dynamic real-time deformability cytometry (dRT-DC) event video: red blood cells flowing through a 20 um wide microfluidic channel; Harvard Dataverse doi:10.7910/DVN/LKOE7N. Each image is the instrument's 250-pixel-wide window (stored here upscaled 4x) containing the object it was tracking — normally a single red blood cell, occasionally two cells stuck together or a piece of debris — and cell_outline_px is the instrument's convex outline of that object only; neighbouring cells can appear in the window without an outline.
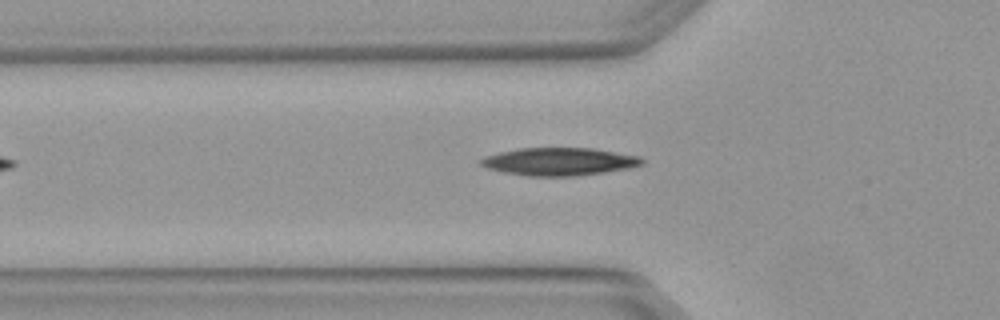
{"species": "Egyptian fruit bat (a non-hibernating species)", "species_latin": "Rousettus aegyptiacus", "temperature_condition": "warm", "stored_images_in_passage": 4, "camera_frame_rate_fps": 3000, "um_per_image_px": 0.085, "animal": {"sex": "female"}, "frame": {"image": 1, "passage_image": 4, "time_ms": 1.0, "image_size_px": [1000, 320], "cell_outline_px": [[644, 164], [628, 168], [604, 172], [572, 176], [528, 176], [504, 172], [488, 168], [480, 164], [476, 160], [484, 156], [500, 152], [520, 148], [592, 148], [640, 156], [644, 160]], "centroid_in_image_um": [47.51, 13.73], "position_along_channel_um": 78.3, "area_um2": 26.07}}